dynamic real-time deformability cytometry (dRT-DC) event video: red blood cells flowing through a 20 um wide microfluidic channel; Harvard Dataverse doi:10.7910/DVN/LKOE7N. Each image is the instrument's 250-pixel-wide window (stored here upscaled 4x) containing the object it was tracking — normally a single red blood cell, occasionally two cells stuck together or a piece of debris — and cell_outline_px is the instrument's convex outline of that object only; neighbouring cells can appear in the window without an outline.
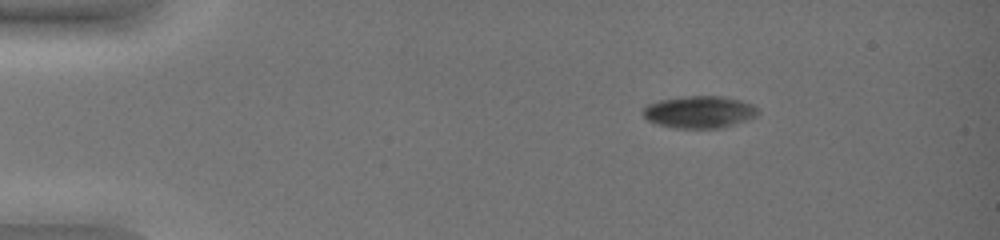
{"species": "common noctule bat (a hibernating species)", "species_latin": "Nyctalus noctula", "temperature_condition": "warm", "stored_images_in_passage": 19, "camera_frame_rate_fps": 3000, "um_per_image_px": 0.085, "animal": {"sex": "female", "body_mass_g": 19.0, "forearm_length_mm": 51.5}, "frame": {"image": 1, "passage_image": 1, "time_ms": 0.0, "image_size_px": [1000, 240], "cell_outline_px": [[760, 112], [756, 116], [720, 128], [672, 128], [656, 124], [648, 120], [640, 112], [648, 104], [660, 100], [684, 96], [724, 96], [740, 100], [752, 104]], "centroid_in_image_um": [59.4, 9.51], "position_along_channel_um": 25.6, "area_um2": 21.5}}
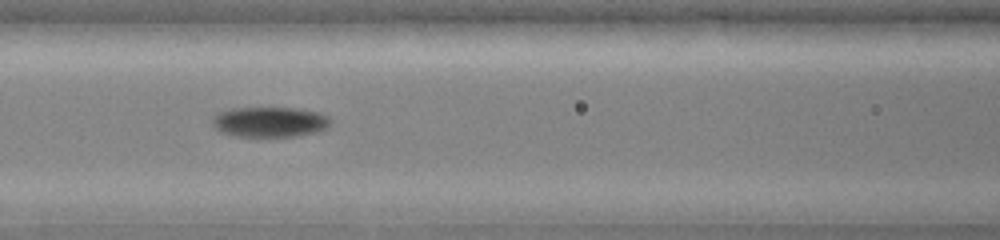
{"frame": {"image": 2, "passage_image": 14, "time_ms": 4.333, "image_size_px": [1000, 240], "cell_outline_px": [[332, 120], [328, 128], [320, 132], [296, 136], [236, 136], [220, 132], [212, 124], [212, 116], [216, 112], [232, 108], [300, 108], [320, 112], [328, 116]], "centroid_in_image_um": [22.96, 10.36], "position_along_channel_um": 143.6, "area_um2": 21.21}}
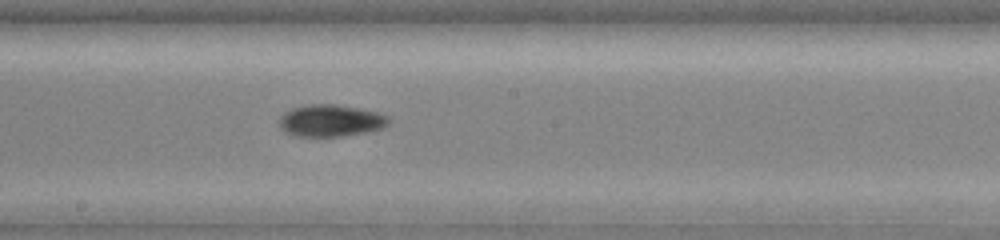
{"frame": {"image": 3, "passage_image": 19, "time_ms": 6.0, "image_size_px": [1000, 240], "cell_outline_px": [[392, 120], [384, 128], [368, 132], [340, 136], [292, 136], [284, 132], [280, 128], [280, 116], [284, 112], [292, 108], [308, 104], [336, 104], [360, 108], [376, 112], [388, 116]], "centroid_in_image_um": [28.12, 10.25], "position_along_channel_um": 220.1, "area_um2": 20.63}}